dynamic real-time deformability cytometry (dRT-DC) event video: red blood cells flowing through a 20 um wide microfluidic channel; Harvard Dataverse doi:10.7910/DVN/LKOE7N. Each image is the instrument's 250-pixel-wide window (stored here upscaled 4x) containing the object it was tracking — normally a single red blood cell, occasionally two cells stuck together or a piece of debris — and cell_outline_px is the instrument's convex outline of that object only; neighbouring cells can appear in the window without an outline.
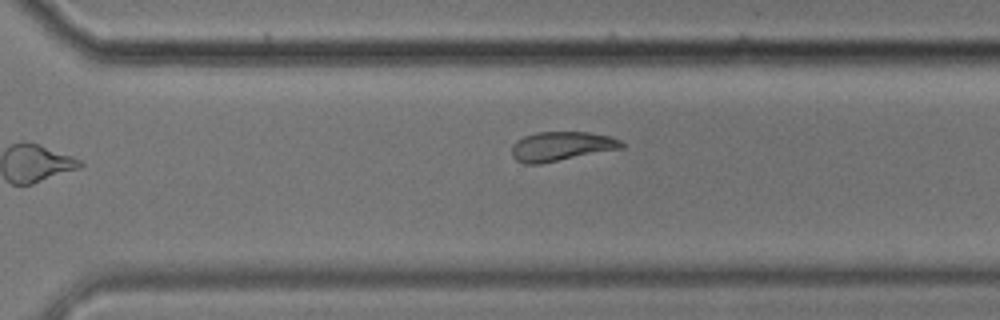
{"species": "common noctule bat (a hibernating species)", "species_latin": "Nyctalus noctula", "temperature_condition": "cold", "stored_images_in_passage": 10, "camera_frame_rate_fps": 3000, "um_per_image_px": 0.085, "animal": {"sex": "male", "body_mass_g": 17.9}, "frame": {"image": 1, "passage_image": 10, "time_ms": 3.0, "image_size_px": [1000, 320], "cell_outline_px": [[624, 148], [540, 164], [524, 164], [516, 160], [512, 156], [512, 144], [516, 140], [524, 136], [536, 132], [588, 132], [612, 136], [620, 140], [624, 144]], "centroid_in_image_um": [47.71, 12.43], "position_along_channel_um": 322.9, "area_um2": 18.96}}